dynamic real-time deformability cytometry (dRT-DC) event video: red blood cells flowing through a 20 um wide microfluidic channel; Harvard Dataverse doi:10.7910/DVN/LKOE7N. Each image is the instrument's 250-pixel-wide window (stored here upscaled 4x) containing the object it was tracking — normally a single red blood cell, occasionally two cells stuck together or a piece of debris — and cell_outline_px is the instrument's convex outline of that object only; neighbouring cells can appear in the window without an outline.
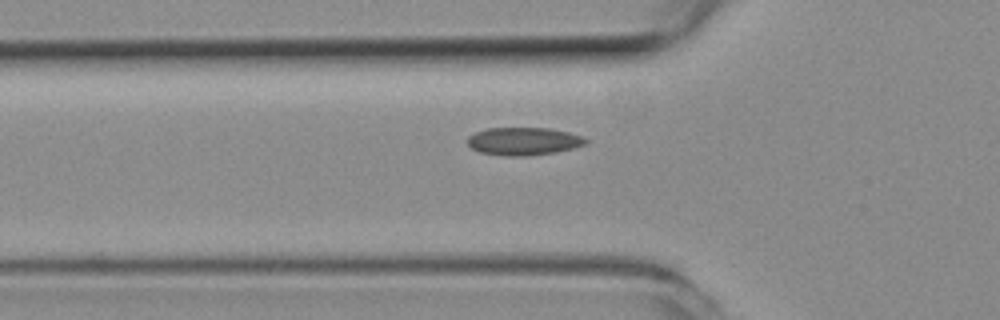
{"species": "common noctule bat (a hibernating species)", "species_latin": "Nyctalus noctula", "temperature_condition": "room temperature", "stored_images_in_passage": 38, "camera_frame_rate_fps": 3000, "um_per_image_px": 0.085, "animal": {"sex": "female", "body_mass_g": 19.3, "forearm_length_mm": 54.1}, "frame": {"image": 1, "passage_image": 9, "time_ms": 2.667, "image_size_px": [1000, 320], "cell_outline_px": [[588, 144], [556, 152], [524, 156], [508, 156], [480, 152], [472, 148], [468, 144], [468, 136], [476, 132], [488, 128], [548, 128], [568, 132], [580, 136], [588, 140]], "centroid_in_image_um": [44.51, 12.0], "position_along_channel_um": 81.3, "area_um2": 19.02}}
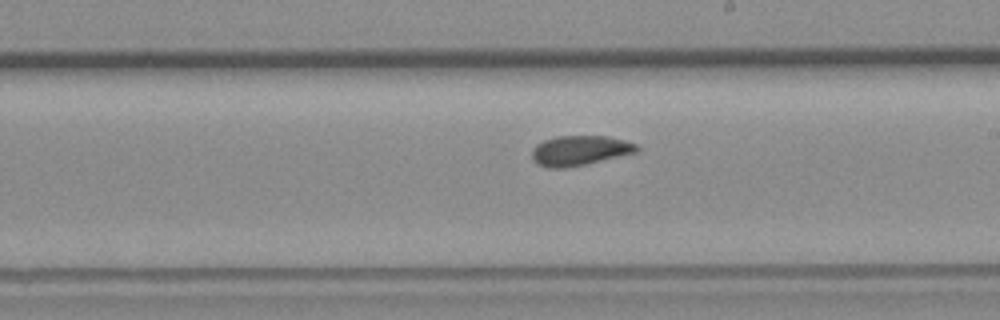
{"frame": {"image": 2, "passage_image": 21, "time_ms": 6.667, "image_size_px": [1000, 320], "cell_outline_px": [[640, 148], [636, 152], [584, 164], [564, 168], [548, 168], [536, 164], [532, 160], [532, 148], [536, 144], [544, 140], [556, 136], [608, 136], [624, 140], [636, 144]], "centroid_in_image_um": [49.22, 12.79], "position_along_channel_um": 239.8, "area_um2": 18.21}}
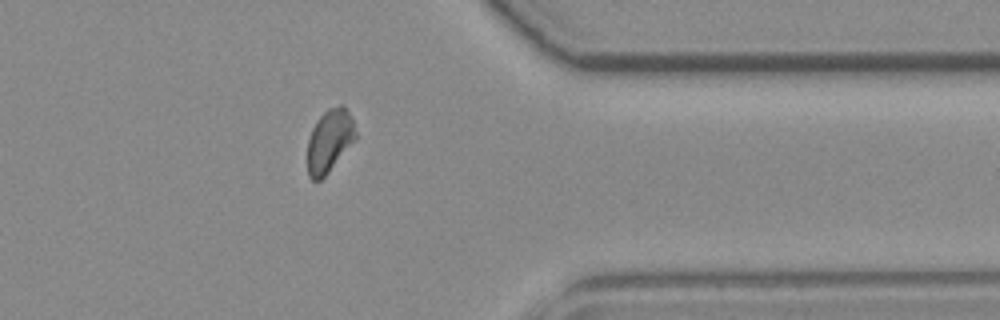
{"frame": {"image": 3, "passage_image": 33, "time_ms": 10.667, "image_size_px": [1000, 320], "cell_outline_px": [[356, 136], [328, 172], [320, 180], [312, 180], [308, 176], [308, 140], [312, 128], [320, 116], [328, 108], [340, 104], [344, 104], [352, 120], [356, 132]], "centroid_in_image_um": [27.98, 11.94], "position_along_channel_um": 383.4, "area_um2": 17.17}, "authors_computed_cell_mechanics": {"area_um2": 18.2937, "velocity_mm_per_s": 3.9484, "shape_relaxation_time_tau1_ms": null, "shape_relaxation_time_tau2_ms": 6.1688, "deformation_change_tau1": null, "deformation_change_tau2": 0.0959}}